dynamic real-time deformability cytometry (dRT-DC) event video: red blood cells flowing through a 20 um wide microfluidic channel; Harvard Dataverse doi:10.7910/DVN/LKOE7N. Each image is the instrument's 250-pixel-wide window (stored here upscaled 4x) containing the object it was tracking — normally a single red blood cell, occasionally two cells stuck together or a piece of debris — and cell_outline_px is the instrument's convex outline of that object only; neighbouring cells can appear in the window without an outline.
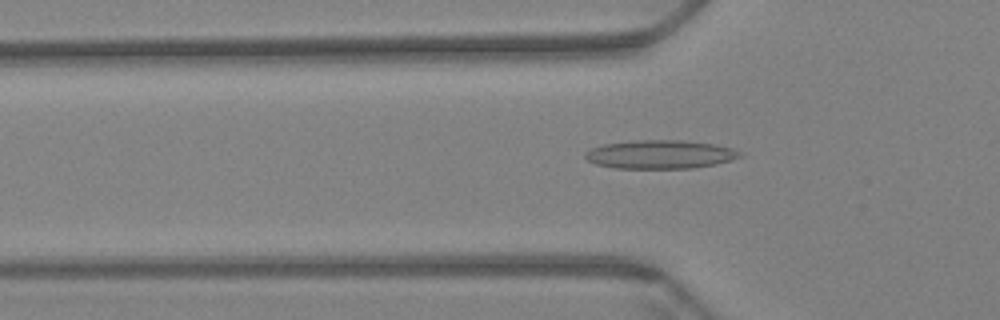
{"species": "Egyptian fruit bat (a non-hibernating species)", "species_latin": "Rousettus aegyptiacus", "temperature_condition": "warm", "stored_images_in_passage": 39, "camera_frame_rate_fps": 3000, "um_per_image_px": 0.085, "animal": {"sex": "female"}, "frame": {"image": 1, "passage_image": 6, "time_ms": 1.667, "image_size_px": [1000, 320], "cell_outline_px": [[744, 156], [732, 160], [716, 164], [692, 168], [616, 168], [596, 164], [588, 160], [584, 156], [584, 152], [592, 148], [604, 144], [632, 140], [680, 140], [716, 144], [732, 148], [740, 152]], "centroid_in_image_um": [56.13, 13.12], "position_along_channel_um": 69.7, "area_um2": 25.84}}
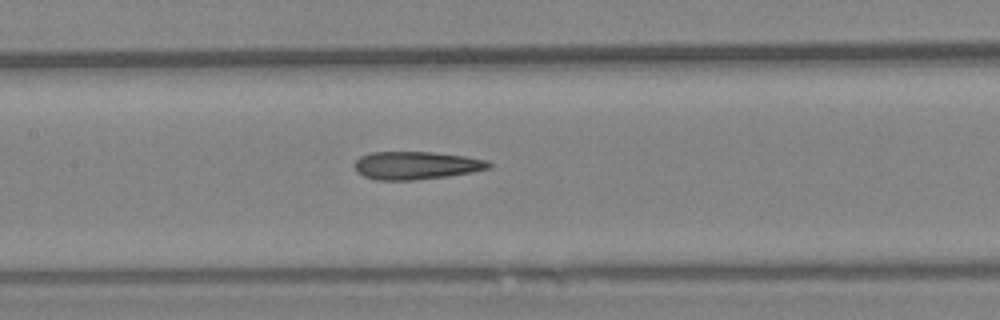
{"frame": {"image": 2, "passage_image": 15, "time_ms": 4.667, "image_size_px": [1000, 320], "cell_outline_px": [[492, 164], [488, 168], [472, 172], [448, 176], [412, 180], [376, 180], [364, 176], [356, 172], [352, 164], [360, 156], [372, 152], [432, 152], [464, 156], [488, 160]], "centroid_in_image_um": [35.33, 14.06], "position_along_channel_um": 172.1, "area_um2": 21.91}}
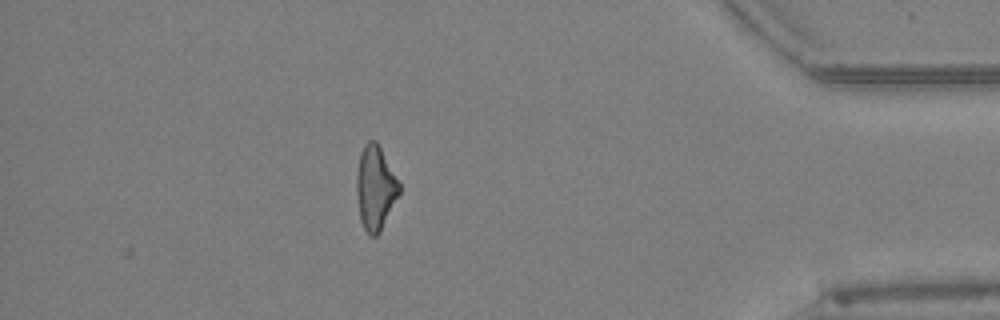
{"frame": {"image": 3, "passage_image": 39, "time_ms": 12.667, "image_size_px": [1000, 320], "cell_outline_px": [[400, 192], [380, 232], [376, 236], [368, 236], [360, 220], [356, 192], [356, 172], [360, 152], [364, 144], [368, 140], [376, 140], [400, 184]], "centroid_in_image_um": [31.88, 15.97], "position_along_channel_um": 403.3, "area_um2": 20.92}, "authors_computed_cell_mechanics": {"area_um2": 21.5594, "velocity_mm_per_s": 3.4168, "shape_relaxation_time_tau1_ms": null, "shape_relaxation_time_tau2_ms": 4.4375, "deformation_change_tau1": null, "deformation_change_tau2": 0.1761}}